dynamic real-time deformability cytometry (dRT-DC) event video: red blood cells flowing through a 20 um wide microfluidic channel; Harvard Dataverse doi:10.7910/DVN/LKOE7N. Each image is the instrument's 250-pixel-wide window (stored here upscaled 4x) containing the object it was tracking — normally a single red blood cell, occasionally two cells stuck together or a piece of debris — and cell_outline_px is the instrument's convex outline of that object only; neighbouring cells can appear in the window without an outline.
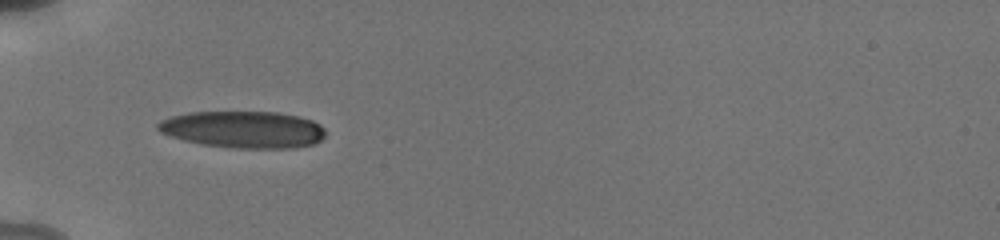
{"species": "human", "species_latin": "Homo sapiens", "temperature_condition": "cold", "stored_images_in_passage": 16, "camera_frame_rate_fps": 3000, "um_per_image_px": 0.085, "donor": {"sex": "male"}, "frame": {"image": 1, "passage_image": 1, "time_ms": 0.0, "image_size_px": [1000, 240], "cell_outline_px": [[324, 136], [320, 140], [312, 144], [292, 148], [232, 148], [204, 144], [184, 140], [160, 132], [156, 128], [156, 124], [160, 120], [172, 116], [188, 112], [280, 112], [300, 116], [312, 120], [320, 124], [324, 128]], "centroid_in_image_um": [20.68, 11.0], "position_along_channel_um": 64.3, "area_um2": 36.07}}
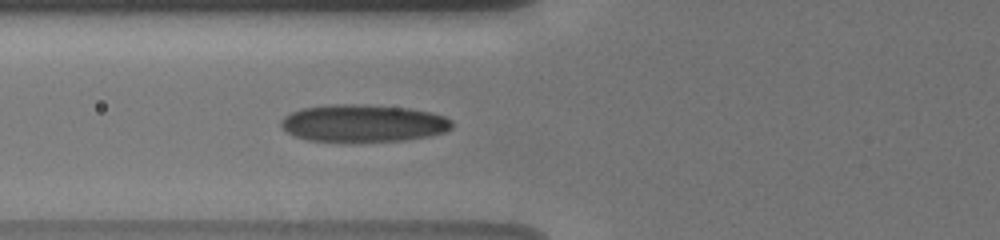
{"frame": {"image": 2, "passage_image": 6, "time_ms": 1.0, "image_size_px": [1000, 240], "cell_outline_px": [[452, 128], [444, 132], [428, 136], [404, 140], [348, 144], [308, 140], [292, 136], [280, 124], [280, 120], [284, 116], [300, 108], [332, 104], [356, 104], [408, 108], [432, 112], [444, 116], [452, 120]], "centroid_in_image_um": [30.84, 10.51], "position_along_channel_um": 95.0, "area_um2": 38.15}}
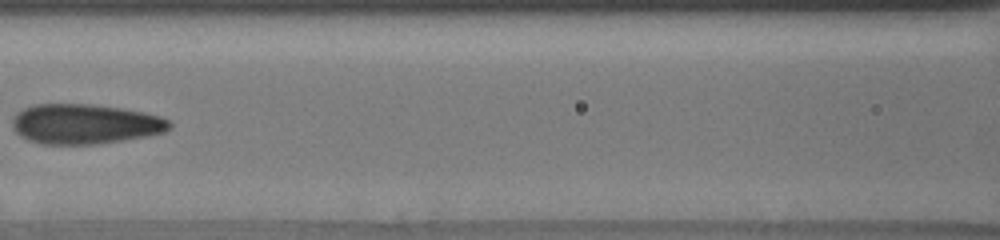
{"frame": {"image": 3, "passage_image": 12, "time_ms": 2.667, "image_size_px": [1000, 240], "cell_outline_px": [[172, 124], [164, 132], [144, 136], [96, 144], [40, 144], [28, 140], [20, 136], [12, 128], [12, 116], [16, 112], [32, 104], [92, 104], [120, 108], [160, 116], [168, 120]], "centroid_in_image_um": [7.13, 10.53], "position_along_channel_um": 159.5, "area_um2": 36.47}}